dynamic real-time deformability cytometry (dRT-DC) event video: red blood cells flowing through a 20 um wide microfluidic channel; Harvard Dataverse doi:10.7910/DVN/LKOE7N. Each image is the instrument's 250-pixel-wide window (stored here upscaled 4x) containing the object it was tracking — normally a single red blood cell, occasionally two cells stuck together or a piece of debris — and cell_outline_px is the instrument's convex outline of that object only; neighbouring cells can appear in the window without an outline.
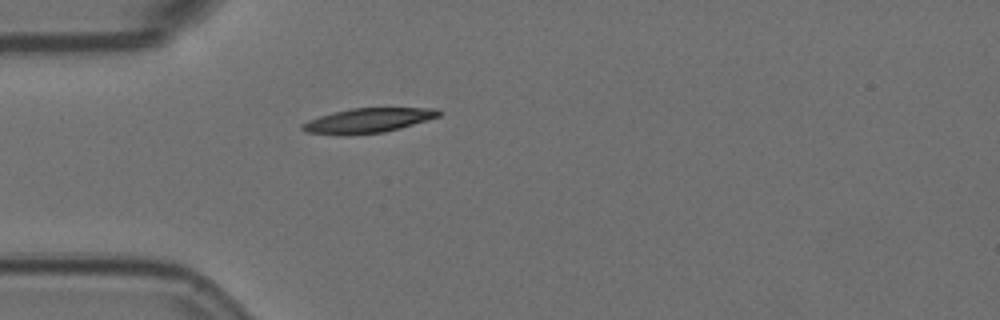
{"species": "Egyptian fruit bat (a non-hibernating species)", "species_latin": "Rousettus aegyptiacus", "temperature_condition": "room temperature", "stored_images_in_passage": 4, "camera_frame_rate_fps": 3000, "um_per_image_px": 0.085, "animal": {"sex": "female"}, "frame": {"image": 1, "passage_image": 4, "time_ms": 1.0, "image_size_px": [1000, 320], "cell_outline_px": [[444, 112], [440, 116], [428, 120], [400, 128], [384, 132], [308, 132], [300, 128], [300, 124], [308, 120], [332, 112], [352, 108], [436, 108]], "centroid_in_image_um": [31.4, 10.18], "position_along_channel_um": 53.6, "area_um2": 18.67}}